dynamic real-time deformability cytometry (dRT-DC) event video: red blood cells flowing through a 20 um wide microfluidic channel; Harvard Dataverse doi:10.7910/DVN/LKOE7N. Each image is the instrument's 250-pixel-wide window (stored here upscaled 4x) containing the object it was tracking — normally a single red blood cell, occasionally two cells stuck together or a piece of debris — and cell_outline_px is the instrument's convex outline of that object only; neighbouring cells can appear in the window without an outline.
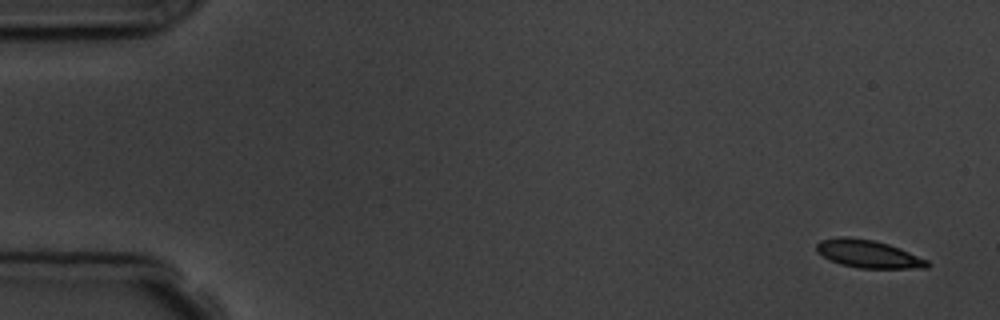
{"species": "common noctule bat (a hibernating species)", "species_latin": "Nyctalus noctula", "temperature_condition": "room temperature", "stored_images_in_passage": 8, "camera_frame_rate_fps": 3000, "um_per_image_px": 0.085, "animal": {"sex": "male", "body_mass_g": 19.5, "forearm_length_mm": 54.6}, "frame": {"image": 1, "passage_image": 1, "time_ms": 0.0, "image_size_px": [1000, 320], "cell_outline_px": [[932, 264], [928, 268], [860, 268], [840, 264], [816, 252], [816, 244], [820, 240], [840, 236], [848, 236], [872, 240], [888, 244], [900, 248], [928, 260]], "centroid_in_image_um": [73.81, 21.58], "position_along_channel_um": 11.2, "area_um2": 17.98}}
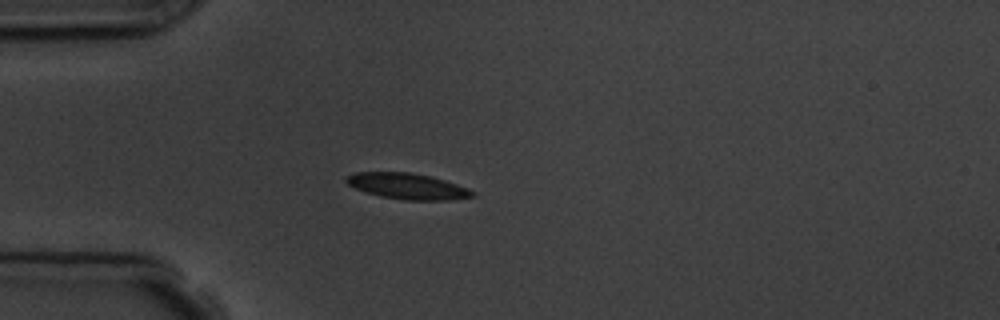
{"frame": {"image": 2, "passage_image": 4, "time_ms": 4.333, "image_size_px": [1000, 320], "cell_outline_px": [[476, 196], [452, 200], [404, 200], [380, 196], [364, 192], [348, 184], [344, 180], [348, 176], [356, 172], [408, 172], [432, 176], [468, 188], [476, 192]], "centroid_in_image_um": [34.67, 15.83], "position_along_channel_um": 50.3, "area_um2": 19.13}}